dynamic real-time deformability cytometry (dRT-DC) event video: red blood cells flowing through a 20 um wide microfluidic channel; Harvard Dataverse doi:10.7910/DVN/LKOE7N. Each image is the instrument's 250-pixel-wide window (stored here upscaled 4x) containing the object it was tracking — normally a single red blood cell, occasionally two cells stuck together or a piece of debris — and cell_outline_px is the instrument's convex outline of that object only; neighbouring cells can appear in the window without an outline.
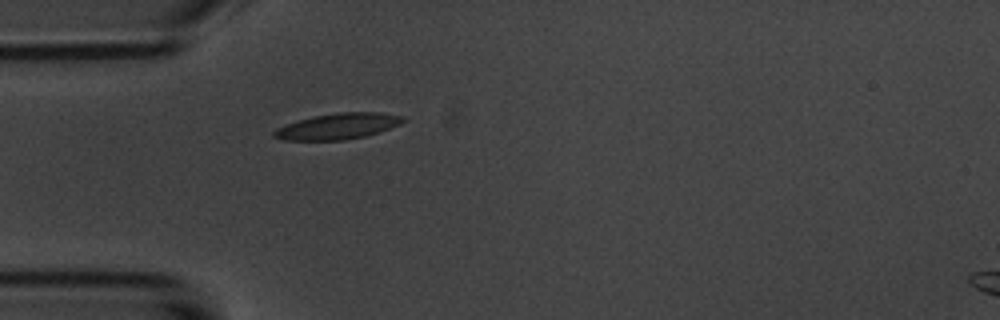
{"species": "common noctule bat (a hibernating species)", "species_latin": "Nyctalus noctula", "temperature_condition": "room temperature", "stored_images_in_passage": 1, "camera_frame_rate_fps": 3000, "um_per_image_px": 0.085, "animal": {"sex": "male", "body_mass_g": 20.1, "forearm_length_mm": 53.5}, "frame": {"image": 1, "passage_image": 1, "time_ms": 0.0, "image_size_px": [1000, 320], "cell_outline_px": [[408, 120], [400, 124], [380, 132], [364, 136], [344, 140], [284, 140], [272, 136], [272, 132], [276, 128], [296, 120], [336, 112], [380, 112], [404, 116]], "centroid_in_image_um": [28.74, 10.72], "position_along_channel_um": 56.3, "area_um2": 19.65}}